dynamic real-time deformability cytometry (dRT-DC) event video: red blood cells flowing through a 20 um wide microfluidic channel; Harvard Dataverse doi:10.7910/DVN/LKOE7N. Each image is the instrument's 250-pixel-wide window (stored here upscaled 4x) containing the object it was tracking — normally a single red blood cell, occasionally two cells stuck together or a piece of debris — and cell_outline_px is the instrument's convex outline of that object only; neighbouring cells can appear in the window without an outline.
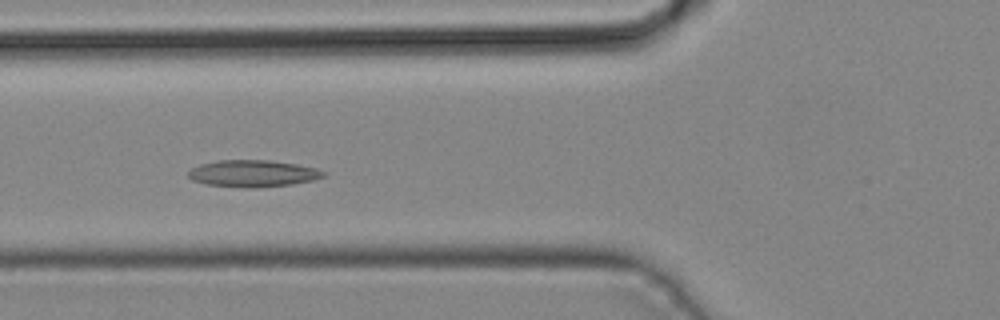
{"species": "common noctule bat (a hibernating species)", "species_latin": "Nyctalus noctula", "temperature_condition": "cold", "stored_images_in_passage": 42, "camera_frame_rate_fps": 3000, "um_per_image_px": 0.085, "animal": {"sex": "male", "body_mass_g": 19.2, "forearm_length_mm": 51.8}, "frame": {"image": 1, "passage_image": 15, "time_ms": 4.667, "image_size_px": [1000, 320], "cell_outline_px": [[328, 172], [324, 176], [312, 180], [292, 184], [256, 188], [252, 188], [208, 184], [192, 180], [188, 176], [188, 172], [192, 168], [200, 164], [220, 160], [268, 160], [296, 164], [316, 168]], "centroid_in_image_um": [21.52, 14.74], "position_along_channel_um": 104.3, "area_um2": 20.98}}
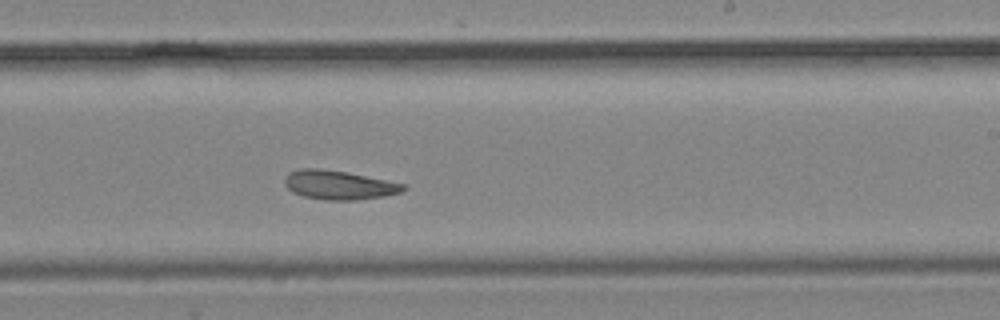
{"frame": {"image": 2, "passage_image": 25, "time_ms": 8.0, "image_size_px": [1000, 320], "cell_outline_px": [[408, 188], [400, 192], [384, 196], [356, 200], [328, 200], [304, 196], [292, 192], [284, 184], [284, 176], [288, 172], [300, 168], [320, 168], [348, 172], [404, 184]], "centroid_in_image_um": [28.76, 15.71], "position_along_channel_um": 260.2, "area_um2": 20.11}}
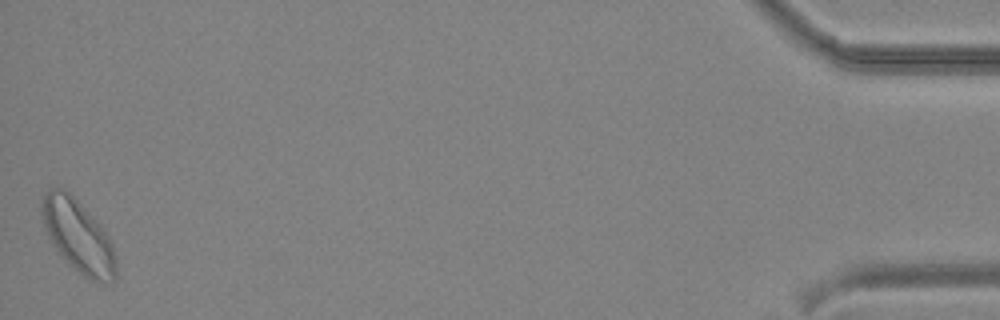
{"frame": {"image": 3, "passage_image": 42, "time_ms": 13.667, "image_size_px": [1000, 320], "cell_outline_px": [[116, 280], [88, 280], [68, 264], [56, 252], [44, 228], [40, 212], [40, 200], [44, 192], [48, 188], [64, 188], [100, 224], [108, 236], [112, 244], [116, 260]], "centroid_in_image_um": [6.58, 20.05], "position_along_channel_um": 428.6, "area_um2": 31.5}}